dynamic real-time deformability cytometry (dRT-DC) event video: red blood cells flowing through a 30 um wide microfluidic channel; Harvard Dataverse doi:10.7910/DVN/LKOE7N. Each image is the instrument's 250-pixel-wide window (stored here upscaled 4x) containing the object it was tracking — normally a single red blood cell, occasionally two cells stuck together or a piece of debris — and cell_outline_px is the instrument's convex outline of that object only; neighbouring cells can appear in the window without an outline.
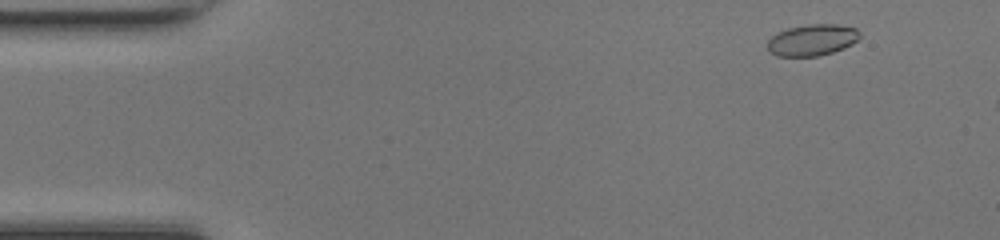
{"species": "common noctule bat (a hibernating species)", "species_latin": "Nyctalus noctula", "temperature_condition": "room temperature", "stored_images_in_passage": 8, "camera_frame_rate_fps": 3000, "um_per_image_px": 0.085, "animal": {"sex": "female", "body_mass_g": 17.0, "forearm_length_mm": 48.0}, "frame": {"image": 1, "passage_image": 2, "time_ms": 0.333, "image_size_px": [1000, 240], "cell_outline_px": [[860, 36], [852, 44], [844, 48], [832, 52], [816, 56], [776, 56], [768, 48], [768, 40], [772, 36], [788, 28], [808, 24], [836, 24], [856, 28], [860, 32]], "centroid_in_image_um": [69.06, 3.39], "position_along_channel_um": 15.9, "area_um2": 16.7}}